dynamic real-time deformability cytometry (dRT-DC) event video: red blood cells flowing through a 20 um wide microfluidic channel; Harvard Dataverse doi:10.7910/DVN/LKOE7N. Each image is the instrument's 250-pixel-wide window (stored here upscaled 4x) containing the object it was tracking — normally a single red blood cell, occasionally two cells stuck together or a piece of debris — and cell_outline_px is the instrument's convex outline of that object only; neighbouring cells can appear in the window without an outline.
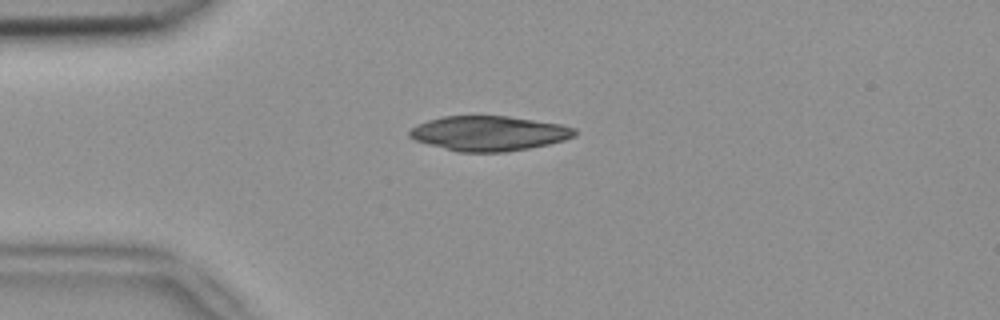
{"species": "common noctule bat (a hibernating species)", "species_latin": "Nyctalus noctula", "temperature_condition": "room temperature", "stored_images_in_passage": 4, "camera_frame_rate_fps": 3000, "um_per_image_px": 0.085, "animal": {"sex": "female", "body_mass_g": 18.4}, "frame": {"image": 1, "passage_image": 4, "time_ms": 1.0, "image_size_px": [1000, 320], "cell_outline_px": [[576, 136], [564, 140], [548, 144], [508, 152], [460, 152], [428, 144], [416, 140], [408, 136], [408, 132], [416, 124], [428, 120], [444, 116], [508, 116], [560, 124], [576, 128]], "centroid_in_image_um": [41.56, 11.33], "position_along_channel_um": 43.4, "area_um2": 33.47}}